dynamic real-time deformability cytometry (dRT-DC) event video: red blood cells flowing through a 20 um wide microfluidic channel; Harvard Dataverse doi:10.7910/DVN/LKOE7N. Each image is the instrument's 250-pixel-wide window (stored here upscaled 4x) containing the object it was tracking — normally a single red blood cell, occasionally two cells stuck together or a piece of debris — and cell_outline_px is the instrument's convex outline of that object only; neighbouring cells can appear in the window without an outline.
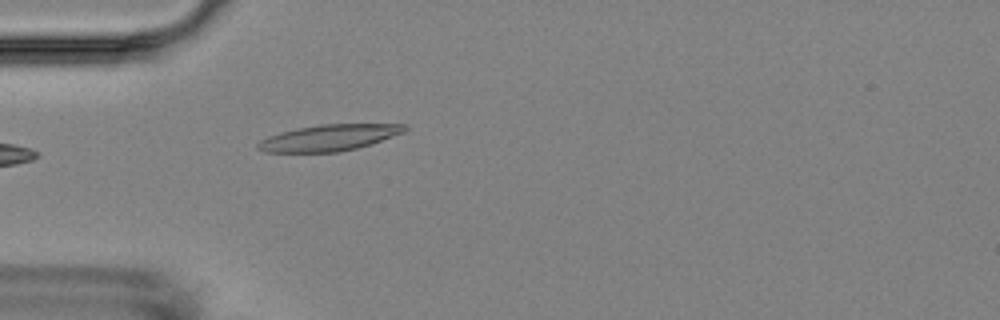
{"species": "Egyptian fruit bat (a non-hibernating species)", "species_latin": "Rousettus aegyptiacus", "temperature_condition": "room temperature", "stored_images_in_passage": 4, "camera_frame_rate_fps": 3000, "um_per_image_px": 0.085, "animal": {"sex": "female"}, "frame": {"image": 1, "passage_image": 4, "time_ms": 4.667, "image_size_px": [1000, 320], "cell_outline_px": [[408, 128], [404, 132], [372, 144], [340, 152], [264, 152], [256, 148], [256, 144], [260, 140], [268, 136], [280, 132], [296, 128], [320, 124], [408, 124]], "centroid_in_image_um": [27.96, 11.7], "position_along_channel_um": 57.0, "area_um2": 22.6}}